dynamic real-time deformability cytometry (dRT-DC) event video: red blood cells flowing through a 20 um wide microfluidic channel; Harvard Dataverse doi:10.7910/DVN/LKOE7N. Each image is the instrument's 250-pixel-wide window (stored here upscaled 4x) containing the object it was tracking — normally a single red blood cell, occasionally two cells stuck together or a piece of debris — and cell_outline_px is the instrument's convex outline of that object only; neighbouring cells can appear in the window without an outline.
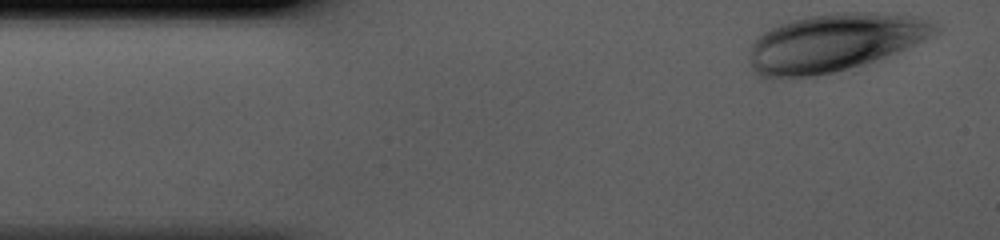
{"species": "human", "species_latin": "Homo sapiens", "temperature_condition": "cold", "stored_images_in_passage": 35, "camera_frame_rate_fps": 3000, "um_per_image_px": 0.085, "donor": {"sex": "male"}, "frame": {"image": 1, "passage_image": 1, "time_ms": 0.0, "image_size_px": [1000, 240], "cell_outline_px": [[940, 32], [924, 40], [896, 52], [848, 68], [816, 76], [772, 80], [760, 76], [752, 72], [748, 60], [752, 44], [756, 36], [768, 28], [792, 20], [808, 16], [836, 12], [872, 12], [912, 16], [924, 20], [940, 28]], "centroid_in_image_um": [70.81, 3.64], "position_along_channel_um": 14.2, "area_um2": 62.66}}
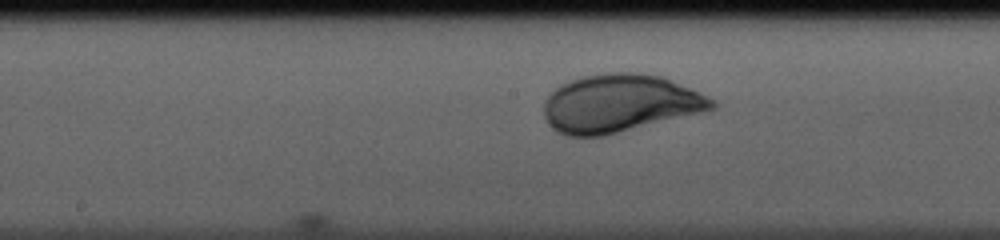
{"frame": {"image": 2, "passage_image": 19, "time_ms": 6.0, "image_size_px": [1000, 240], "cell_outline_px": [[716, 108], [700, 112], [600, 136], [568, 136], [556, 132], [548, 124], [544, 116], [544, 104], [548, 96], [560, 84], [584, 76], [612, 72], [636, 72], [660, 76], [692, 88], [716, 100]], "centroid_in_image_um": [52.66, 8.78], "position_along_channel_um": 195.5, "area_um2": 56.12}}
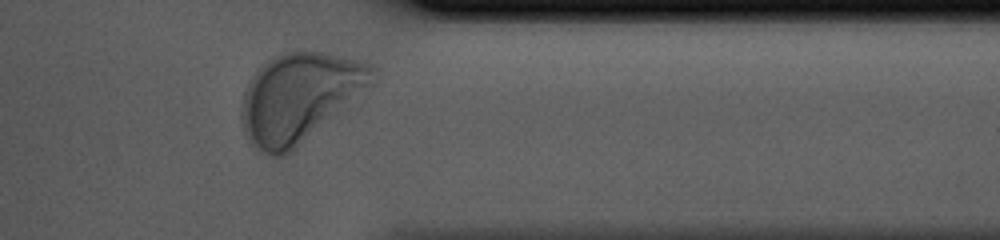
{"frame": {"image": 3, "passage_image": 33, "time_ms": 10.667, "image_size_px": [1000, 240], "cell_outline_px": [[380, 68], [372, 84], [368, 88], [340, 112], [300, 144], [284, 156], [272, 156], [264, 152], [252, 144], [248, 140], [244, 132], [240, 120], [240, 108], [244, 92], [248, 80], [256, 68], [272, 56], [284, 52], [320, 52], [360, 60], [372, 64]], "centroid_in_image_um": [25.44, 8.24], "position_along_channel_um": 386.0, "area_um2": 67.97}}